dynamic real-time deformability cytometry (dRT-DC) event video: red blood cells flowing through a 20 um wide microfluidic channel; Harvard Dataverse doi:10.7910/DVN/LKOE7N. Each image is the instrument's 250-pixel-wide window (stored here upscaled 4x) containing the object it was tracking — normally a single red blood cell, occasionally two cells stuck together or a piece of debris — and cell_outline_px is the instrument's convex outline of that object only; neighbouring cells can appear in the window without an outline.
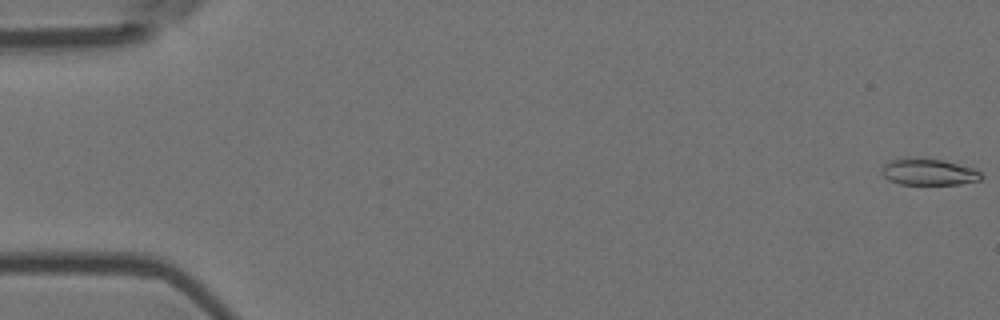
{"species": "Egyptian fruit bat (a non-hibernating species)", "species_latin": "Rousettus aegyptiacus", "temperature_condition": "room temperature", "stored_images_in_passage": 56, "camera_frame_rate_fps": 3000, "um_per_image_px": 0.085, "animal": {"sex": "female"}, "frame": {"image": 1, "passage_image": 1, "time_ms": 0.0, "image_size_px": [1000, 320], "cell_outline_px": [[984, 176], [980, 180], [960, 184], [900, 184], [888, 180], [880, 172], [880, 168], [888, 160], [900, 156], [920, 156], [944, 160], [972, 168], [980, 172]], "centroid_in_image_um": [78.84, 14.57], "position_along_channel_um": 6.2, "area_um2": 16.01}}
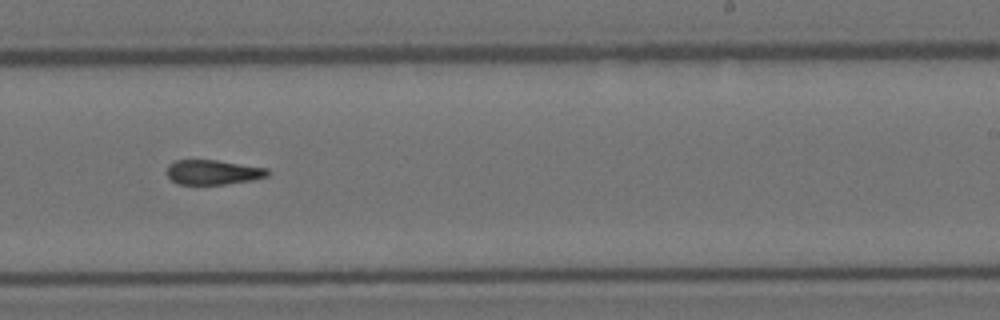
{"frame": {"image": 2, "passage_image": 35, "time_ms": 11.333, "image_size_px": [1000, 320], "cell_outline_px": [[272, 172], [268, 176], [252, 180], [224, 184], [176, 184], [168, 176], [168, 164], [176, 160], [216, 160], [268, 168]], "centroid_in_image_um": [18.14, 14.64], "position_along_channel_um": 270.9, "area_um2": 14.51}}
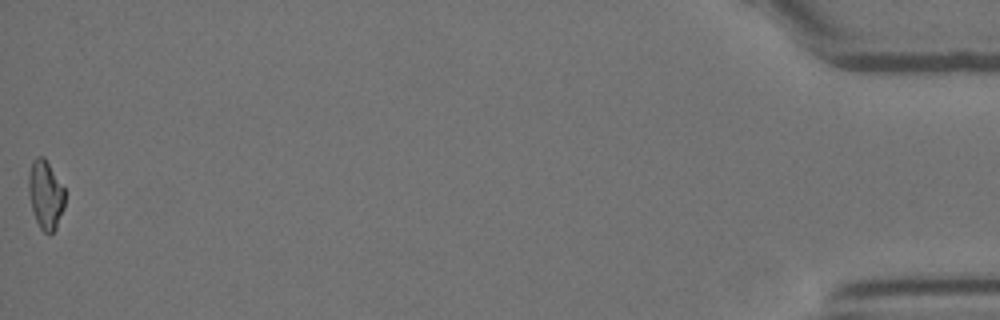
{"frame": {"image": 3, "passage_image": 56, "time_ms": 18.333, "image_size_px": [1000, 320], "cell_outline_px": [[64, 208], [56, 228], [48, 236], [40, 228], [36, 220], [32, 208], [28, 192], [28, 176], [32, 160], [36, 156], [44, 156], [64, 188]], "centroid_in_image_um": [3.86, 16.55], "position_along_channel_um": 431.3, "area_um2": 14.57}, "authors_computed_cell_mechanics": {"area_um2": 15.317, "velocity_mm_per_s": 3.6882, "shape_relaxation_time_tau1_ms": null, "shape_relaxation_time_tau2_ms": 4.6937, "deformation_change_tau1": null, "deformation_change_tau2": 0.145}}